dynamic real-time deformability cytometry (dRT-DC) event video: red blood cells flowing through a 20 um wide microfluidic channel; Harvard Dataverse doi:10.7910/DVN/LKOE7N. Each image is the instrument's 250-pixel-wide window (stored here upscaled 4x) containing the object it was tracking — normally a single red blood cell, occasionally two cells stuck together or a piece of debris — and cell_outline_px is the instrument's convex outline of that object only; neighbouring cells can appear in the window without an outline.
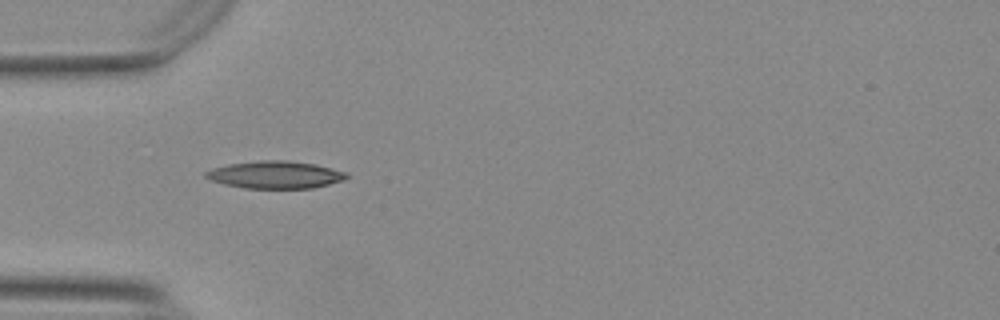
{"species": "Egyptian fruit bat (a non-hibernating species)", "species_latin": "Rousettus aegyptiacus", "temperature_condition": "warm", "stored_images_in_passage": 38, "camera_frame_rate_fps": 3000, "um_per_image_px": 0.085, "animal": {"sex": "female"}, "frame": {"image": 1, "passage_image": 1, "time_ms": 0.0, "image_size_px": [1000, 320], "cell_outline_px": [[348, 176], [344, 180], [312, 188], [244, 188], [224, 184], [212, 180], [204, 176], [204, 172], [212, 168], [228, 164], [260, 160], [288, 160], [316, 164], [348, 172]], "centroid_in_image_um": [23.4, 14.84], "position_along_channel_um": 61.6, "area_um2": 22.54}}
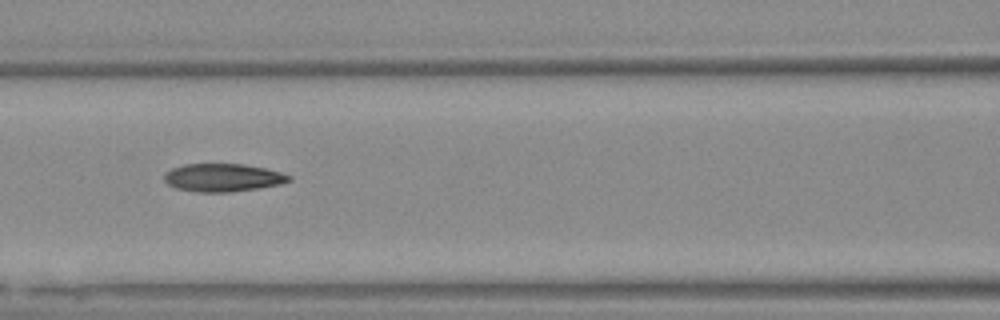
{"frame": {"image": 2, "passage_image": 8, "time_ms": 2.333, "image_size_px": [1000, 320], "cell_outline_px": [[292, 180], [280, 184], [260, 188], [228, 192], [196, 192], [176, 188], [168, 184], [164, 180], [164, 176], [172, 168], [184, 164], [244, 164], [264, 168], [280, 172], [292, 176]], "centroid_in_image_um": [18.96, 15.1], "position_along_channel_um": 147.6, "area_um2": 20.29}}
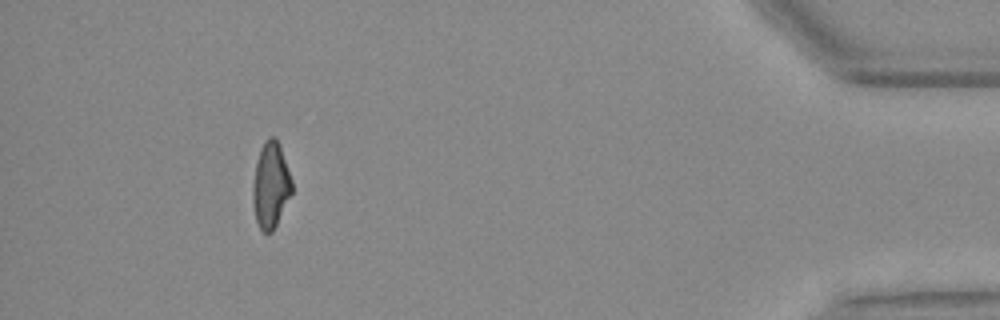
{"frame": {"image": 3, "passage_image": 34, "time_ms": 11.0, "image_size_px": [1000, 320], "cell_outline_px": [[292, 192], [272, 232], [264, 232], [260, 228], [256, 220], [252, 200], [252, 188], [256, 164], [260, 148], [264, 140], [268, 136], [276, 136], [280, 144], [292, 180]], "centroid_in_image_um": [23.01, 15.68], "position_along_channel_um": 412.2, "area_um2": 19.54}, "authors_computed_cell_mechanics": {"area_um2": 20.0566, "velocity_mm_per_s": 3.7624, "shape_relaxation_time_tau1_ms": null, "shape_relaxation_time_tau2_ms": 2.9255, "deformation_change_tau1": null, "deformation_change_tau2": 0.1129}}